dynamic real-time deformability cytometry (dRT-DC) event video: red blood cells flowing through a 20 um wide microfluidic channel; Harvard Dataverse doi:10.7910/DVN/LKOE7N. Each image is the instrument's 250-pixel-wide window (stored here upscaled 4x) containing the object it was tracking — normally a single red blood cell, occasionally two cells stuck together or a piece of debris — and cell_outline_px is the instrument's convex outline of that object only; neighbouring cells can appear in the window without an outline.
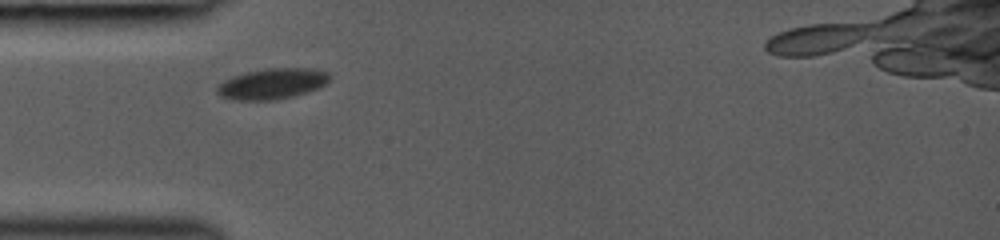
{"species": "common noctule bat (a hibernating species)", "species_latin": "Nyctalus noctula", "temperature_condition": "room temperature", "stored_images_in_passage": 17, "camera_frame_rate_fps": 3000, "um_per_image_px": 0.085, "animal": {"sex": "female", "body_mass_g": 19.0, "forearm_length_mm": 53.3}, "frame": {"image": 1, "passage_image": 2, "time_ms": 0.667, "image_size_px": [1000, 240], "cell_outline_px": [[332, 76], [320, 88], [292, 96], [276, 100], [232, 100], [220, 96], [216, 92], [216, 88], [224, 80], [232, 76], [244, 72], [264, 68], [308, 68], [328, 72]], "centroid_in_image_um": [23.11, 7.11], "position_along_channel_um": 61.9, "area_um2": 20.29}}
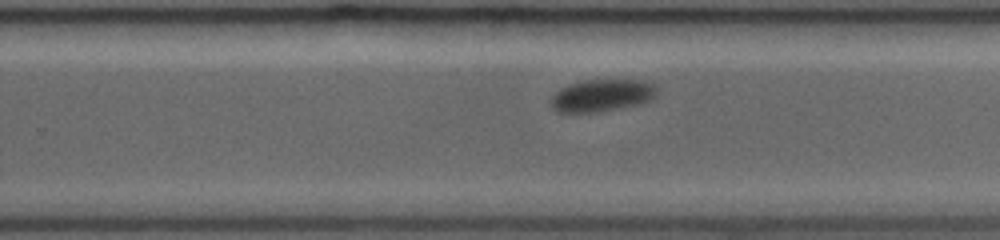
{"frame": {"image": 2, "passage_image": 9, "time_ms": 6.0, "image_size_px": [1000, 240], "cell_outline_px": [[656, 96], [640, 104], [600, 112], [556, 112], [552, 108], [552, 96], [560, 88], [568, 84], [584, 80], [644, 80], [652, 84], [656, 88]], "centroid_in_image_um": [51.15, 8.11], "position_along_channel_um": 278.7, "area_um2": 19.88}}
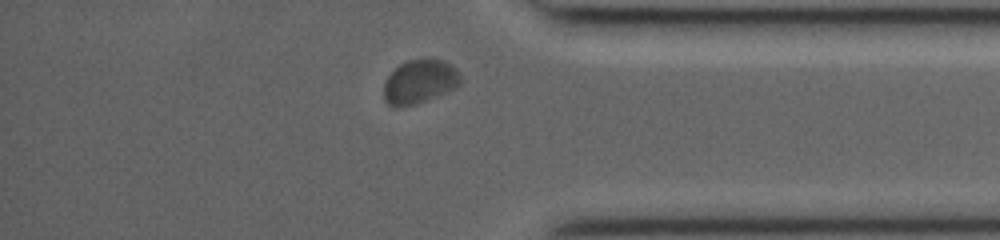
{"frame": {"image": 3, "passage_image": 15, "time_ms": 9.0, "image_size_px": [1000, 240], "cell_outline_px": [[460, 84], [456, 88], [448, 92], [416, 104], [400, 108], [392, 108], [384, 100], [384, 84], [388, 76], [400, 64], [408, 60], [444, 60], [456, 68], [460, 76]], "centroid_in_image_um": [35.66, 6.98], "position_along_channel_um": 399.5, "area_um2": 19.65}}